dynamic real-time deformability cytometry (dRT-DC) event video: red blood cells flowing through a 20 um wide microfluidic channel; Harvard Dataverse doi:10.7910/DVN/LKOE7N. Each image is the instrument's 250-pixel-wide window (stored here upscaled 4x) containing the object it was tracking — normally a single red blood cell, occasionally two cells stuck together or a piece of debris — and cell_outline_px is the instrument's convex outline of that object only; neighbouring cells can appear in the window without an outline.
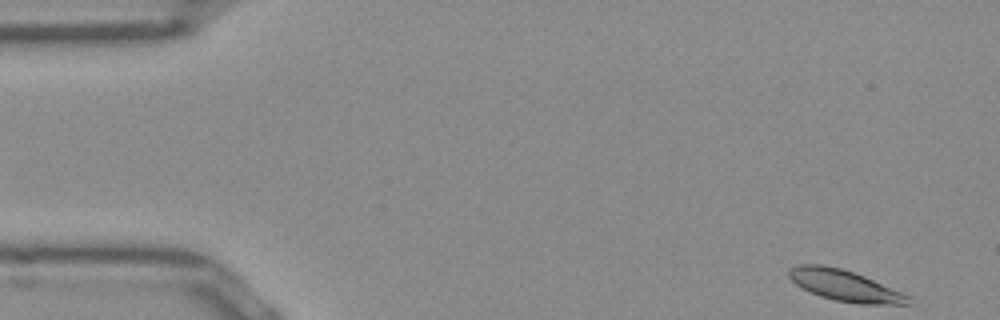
{"species": "Egyptian fruit bat (a non-hibernating species)", "species_latin": "Rousettus aegyptiacus", "temperature_condition": "room temperature", "stored_images_in_passage": 50, "camera_frame_rate_fps": 3000, "um_per_image_px": 0.085, "frame": {"image": 1, "passage_image": 1, "time_ms": 0.0, "image_size_px": [1000, 320], "cell_outline_px": [[912, 304], [860, 304], [836, 300], [820, 296], [796, 284], [788, 276], [788, 268], [796, 264], [824, 264], [840, 268], [864, 276], [912, 296]], "centroid_in_image_um": [71.83, 24.26], "position_along_channel_um": 13.2, "area_um2": 21.62}}
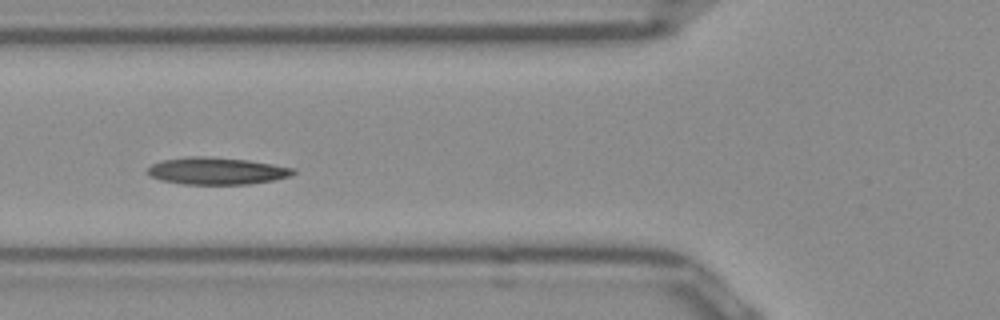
{"frame": {"image": 2, "passage_image": 17, "time_ms": 5.333, "image_size_px": [1000, 320], "cell_outline_px": [[296, 172], [288, 176], [272, 180], [248, 184], [184, 184], [160, 180], [148, 176], [148, 168], [152, 164], [164, 160], [192, 156], [200, 156], [248, 160], [296, 168]], "centroid_in_image_um": [18.41, 14.53], "position_along_channel_um": 107.4, "area_um2": 22.77}}
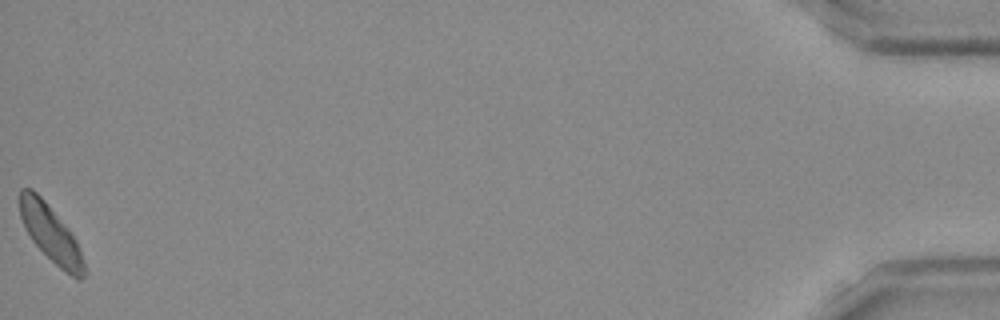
{"frame": {"image": 3, "passage_image": 50, "time_ms": 16.333, "image_size_px": [1000, 320], "cell_outline_px": [[88, 272], [80, 280], [76, 280], [60, 268], [32, 240], [20, 216], [20, 188], [32, 188], [44, 200], [76, 240], [80, 248]], "centroid_in_image_um": [4.35, 19.9], "position_along_channel_um": 430.8, "area_um2": 20.81}, "authors_computed_cell_mechanics": {"area_um2": 22.1374, "velocity_mm_per_s": 3.8751, "shape_relaxation_time_tau1_ms": 9.5061, "shape_relaxation_time_tau2_ms": 8.4672, "deformation_change_tau1": 0.1544, "deformation_change_tau2": 0.1601}}